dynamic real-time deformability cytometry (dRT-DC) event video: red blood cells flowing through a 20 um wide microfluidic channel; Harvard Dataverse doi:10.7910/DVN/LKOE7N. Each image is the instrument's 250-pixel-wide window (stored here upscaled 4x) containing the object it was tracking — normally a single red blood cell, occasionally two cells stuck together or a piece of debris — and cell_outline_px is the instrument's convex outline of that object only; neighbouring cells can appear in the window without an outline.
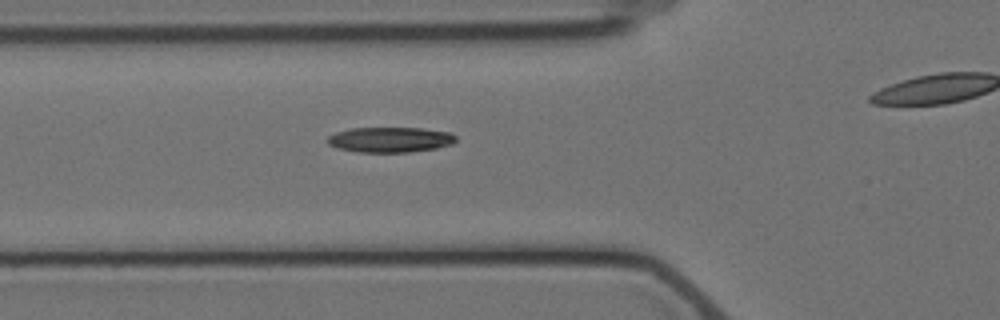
{"species": "Egyptian fruit bat (a non-hibernating species)", "species_latin": "Rousettus aegyptiacus", "temperature_condition": "cold", "stored_images_in_passage": 3, "segment_of_instrument_passage": [1, 2], "camera_frame_rate_fps": 3000, "um_per_image_px": 0.085, "animal": {"sex": "female"}, "frame": {"image": 1, "passage_image": 2, "time_ms": 1.0, "image_size_px": [1000, 320], "cell_outline_px": [[456, 140], [452, 144], [436, 148], [408, 152], [360, 152], [336, 148], [328, 144], [328, 136], [336, 132], [352, 128], [420, 128], [452, 132], [456, 136]], "centroid_in_image_um": [33.18, 11.87], "position_along_channel_um": 92.6, "area_um2": 18.9}}